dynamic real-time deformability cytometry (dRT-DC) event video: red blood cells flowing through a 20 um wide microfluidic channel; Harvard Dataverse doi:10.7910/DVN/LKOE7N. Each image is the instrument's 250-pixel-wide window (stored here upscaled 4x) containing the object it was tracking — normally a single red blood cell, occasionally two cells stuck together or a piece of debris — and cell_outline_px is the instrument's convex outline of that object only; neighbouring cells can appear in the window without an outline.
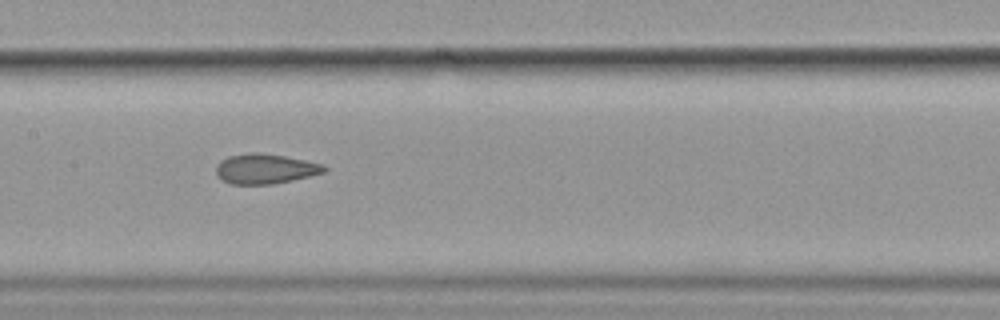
{"species": "common noctule bat (a hibernating species)", "species_latin": "Nyctalus noctula", "temperature_condition": "cold", "stored_images_in_passage": 9, "camera_frame_rate_fps": 3000, "um_per_image_px": 0.085, "animal": {"sex": "female", "body_mass_g": 19.9}, "frame": {"image": 1, "passage_image": 6, "time_ms": 5.667, "image_size_px": [1000, 320], "cell_outline_px": [[328, 168], [324, 172], [292, 180], [272, 184], [232, 184], [216, 176], [216, 164], [220, 160], [228, 156], [248, 152], [260, 152], [284, 156], [324, 164]], "centroid_in_image_um": [22.51, 14.33], "position_along_channel_um": 184.9, "area_um2": 18.9}}
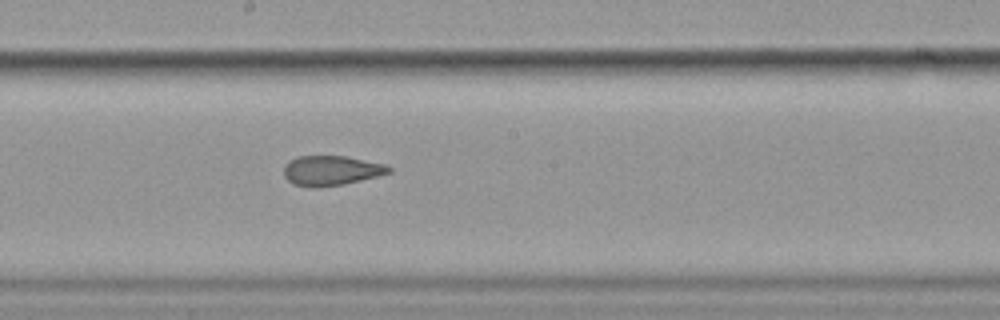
{"frame": {"image": 2, "passage_image": 7, "time_ms": 6.667, "image_size_px": [1000, 320], "cell_outline_px": [[392, 172], [344, 184], [312, 188], [292, 184], [284, 176], [284, 164], [288, 160], [300, 156], [344, 156], [388, 164], [392, 168]], "centroid_in_image_um": [28.14, 14.49], "position_along_channel_um": 220.1, "area_um2": 18.38}}